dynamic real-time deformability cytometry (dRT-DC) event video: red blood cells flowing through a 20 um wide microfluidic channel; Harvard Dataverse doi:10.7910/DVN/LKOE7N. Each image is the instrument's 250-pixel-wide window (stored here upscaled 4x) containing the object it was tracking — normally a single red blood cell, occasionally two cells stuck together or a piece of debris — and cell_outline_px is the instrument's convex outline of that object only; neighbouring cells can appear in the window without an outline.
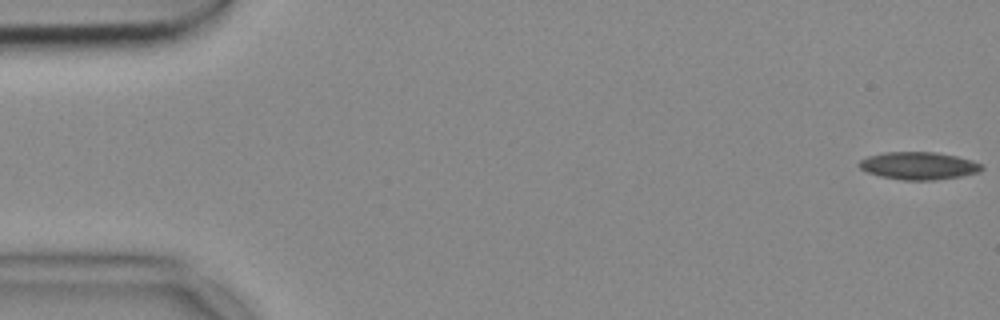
{"species": "common noctule bat (a hibernating species)", "species_latin": "Nyctalus noctula", "temperature_condition": "cold", "stored_images_in_passage": 17, "camera_frame_rate_fps": 3000, "um_per_image_px": 0.085, "animal": {"sex": "female", "body_mass_g": 18.4}, "frame": {"image": 1, "passage_image": 1, "time_ms": 0.0, "image_size_px": [1000, 320], "cell_outline_px": [[984, 168], [980, 172], [960, 176], [932, 180], [904, 180], [880, 176], [868, 172], [860, 168], [856, 164], [860, 160], [868, 156], [884, 152], [936, 152], [956, 156], [972, 160], [984, 164]], "centroid_in_image_um": [78.1, 14.08], "position_along_channel_um": 6.9, "area_um2": 19.77}}
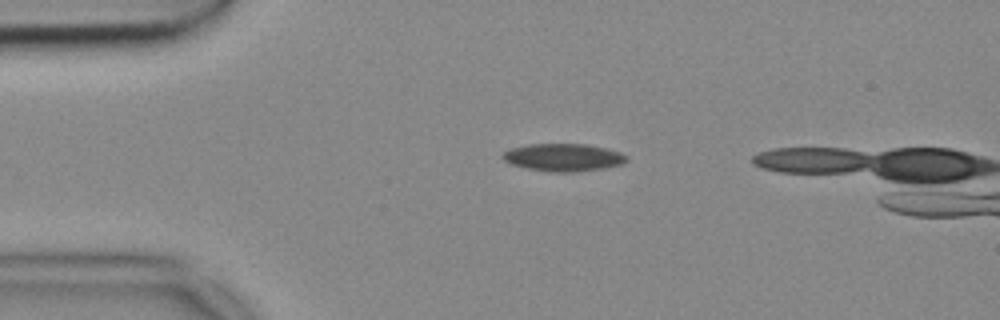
{"frame": {"image": 2, "passage_image": 12, "time_ms": 3.667, "image_size_px": [1000, 320], "cell_outline_px": [[628, 160], [620, 164], [600, 168], [564, 172], [556, 172], [528, 168], [512, 164], [504, 160], [504, 152], [512, 148], [528, 144], [588, 144], [620, 152], [628, 156]], "centroid_in_image_um": [47.9, 13.36], "position_along_channel_um": 37.1, "area_um2": 19.36}}